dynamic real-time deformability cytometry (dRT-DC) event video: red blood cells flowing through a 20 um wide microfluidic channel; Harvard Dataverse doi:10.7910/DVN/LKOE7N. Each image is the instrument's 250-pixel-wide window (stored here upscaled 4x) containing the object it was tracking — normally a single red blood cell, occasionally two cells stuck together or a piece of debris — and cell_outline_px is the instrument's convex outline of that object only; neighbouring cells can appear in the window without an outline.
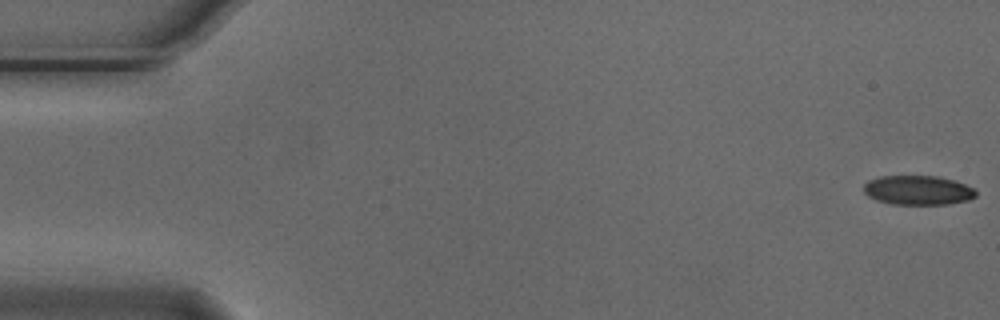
{"species": "Egyptian fruit bat (a non-hibernating species)", "species_latin": "Rousettus aegyptiacus", "temperature_condition": "cold", "stored_images_in_passage": 4, "camera_frame_rate_fps": 3000, "um_per_image_px": 0.085, "animal": {"sex": "male"}, "frame": {"image": 1, "passage_image": 1, "time_ms": 0.0, "image_size_px": [1000, 320], "cell_outline_px": [[976, 196], [968, 200], [948, 204], [892, 204], [876, 200], [868, 196], [864, 192], [864, 184], [868, 180], [880, 176], [936, 176], [956, 180], [972, 188], [976, 192]], "centroid_in_image_um": [78.01, 16.16], "position_along_channel_um": 7.0, "area_um2": 19.19}}